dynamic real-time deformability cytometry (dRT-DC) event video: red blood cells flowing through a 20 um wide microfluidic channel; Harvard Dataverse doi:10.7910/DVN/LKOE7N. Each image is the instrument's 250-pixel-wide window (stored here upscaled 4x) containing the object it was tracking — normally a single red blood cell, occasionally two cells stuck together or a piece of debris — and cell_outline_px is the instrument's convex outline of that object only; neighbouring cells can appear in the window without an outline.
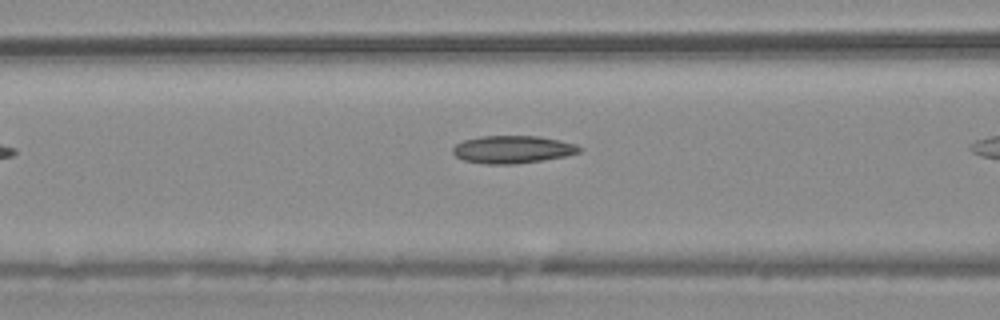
{"species": "common noctule bat (a hibernating species)", "species_latin": "Nyctalus noctula", "temperature_condition": "warm", "stored_images_in_passage": 7, "camera_frame_rate_fps": 3000, "um_per_image_px": 0.085, "animal": {"sex": "male", "body_mass_g": 20.4}, "frame": {"image": 1, "passage_image": 6, "time_ms": 1.667, "image_size_px": [1000, 320], "cell_outline_px": [[584, 148], [580, 152], [564, 156], [516, 164], [488, 164], [464, 160], [456, 156], [452, 152], [452, 148], [456, 144], [464, 140], [480, 136], [540, 136], [560, 140], [576, 144]], "centroid_in_image_um": [43.58, 12.69], "position_along_channel_um": 123.0, "area_um2": 20.35}}